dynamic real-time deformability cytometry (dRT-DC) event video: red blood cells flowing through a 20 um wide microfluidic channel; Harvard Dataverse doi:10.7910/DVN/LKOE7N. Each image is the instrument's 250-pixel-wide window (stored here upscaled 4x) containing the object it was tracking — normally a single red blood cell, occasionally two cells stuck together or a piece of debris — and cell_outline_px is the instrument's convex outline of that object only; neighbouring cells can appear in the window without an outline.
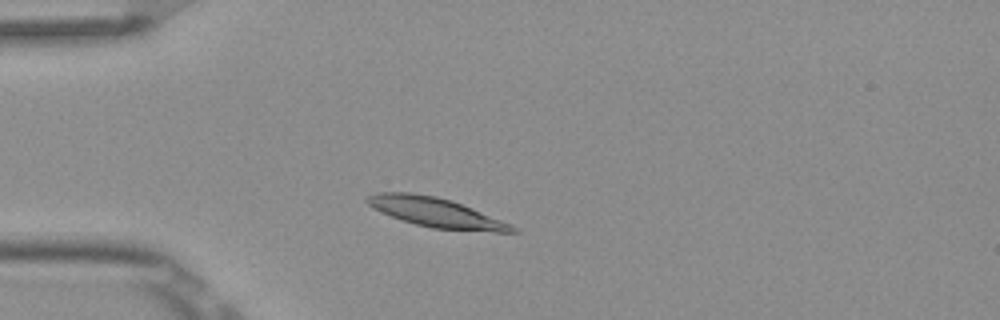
{"species": "Egyptian fruit bat (a non-hibernating species)", "species_latin": "Rousettus aegyptiacus", "temperature_condition": "room temperature", "stored_images_in_passage": 2, "camera_frame_rate_fps": 3000, "um_per_image_px": 0.085, "frame": {"image": 1, "passage_image": 2, "time_ms": 0.333, "image_size_px": [1000, 320], "cell_outline_px": [[520, 232], [496, 232], [432, 228], [400, 220], [380, 212], [372, 208], [364, 200], [368, 196], [376, 192], [412, 192], [436, 196], [452, 200], [512, 224]], "centroid_in_image_um": [37.03, 18.05], "position_along_channel_um": 48.0, "area_um2": 25.03}}